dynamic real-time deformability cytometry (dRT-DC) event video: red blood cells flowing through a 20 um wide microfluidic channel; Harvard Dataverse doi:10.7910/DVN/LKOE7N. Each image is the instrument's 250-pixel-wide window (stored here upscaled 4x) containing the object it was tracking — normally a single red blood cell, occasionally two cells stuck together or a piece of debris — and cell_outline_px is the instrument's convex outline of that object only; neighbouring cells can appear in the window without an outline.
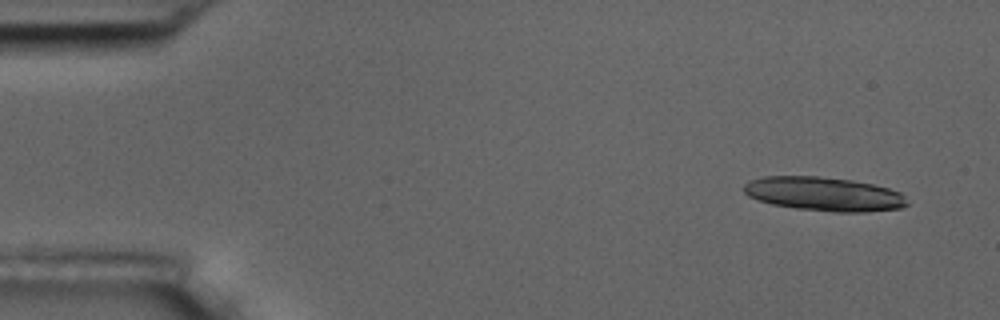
{"species": "common noctule bat (a hibernating species)", "species_latin": "Nyctalus noctula", "temperature_condition": "room temperature", "stored_images_in_passage": 6, "camera_frame_rate_fps": 3000, "um_per_image_px": 0.085, "animal": {"sex": "male", "body_mass_g": 17.5, "forearm_length_mm": 52.3}, "frame": {"image": 1, "passage_image": 1, "time_ms": 0.0, "image_size_px": [1000, 320], "cell_outline_px": [[908, 204], [900, 208], [864, 212], [832, 212], [796, 208], [772, 204], [756, 200], [748, 196], [744, 192], [744, 184], [748, 180], [764, 176], [816, 176], [852, 180], [872, 184], [888, 188], [900, 192], [904, 196]], "centroid_in_image_um": [70.0, 16.49], "position_along_channel_um": 15.0, "area_um2": 32.37}}
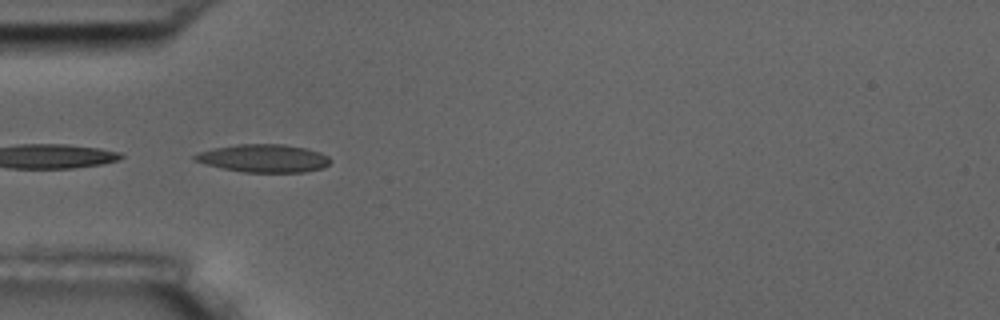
{"frame": {"image": 2, "passage_image": 5, "time_ms": 4.667, "image_size_px": [1000, 320], "cell_outline_px": [[332, 160], [324, 168], [304, 172], [244, 172], [204, 164], [192, 160], [192, 156], [196, 152], [212, 148], [236, 144], [284, 144], [304, 148], [320, 152], [328, 156]], "centroid_in_image_um": [22.37, 13.45], "position_along_channel_um": 62.6, "area_um2": 22.25}}